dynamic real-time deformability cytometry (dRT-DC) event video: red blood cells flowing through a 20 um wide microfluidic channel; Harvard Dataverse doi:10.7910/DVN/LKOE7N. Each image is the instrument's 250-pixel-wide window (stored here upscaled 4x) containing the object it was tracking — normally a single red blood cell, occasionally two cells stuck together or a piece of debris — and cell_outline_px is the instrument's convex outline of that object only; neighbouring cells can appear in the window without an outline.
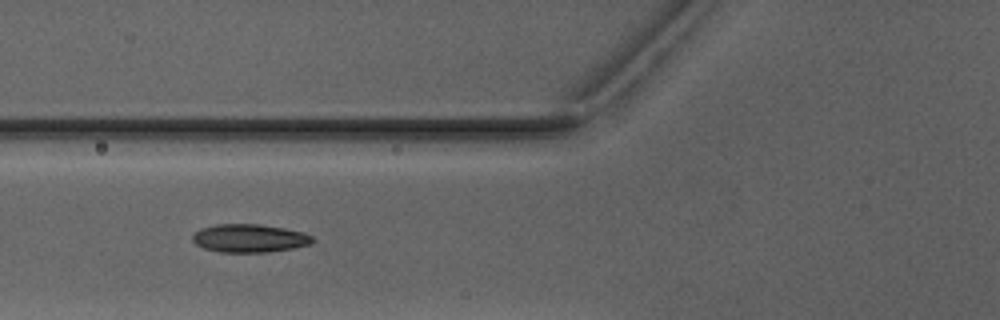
{"species": "Egyptian fruit bat (a non-hibernating species)", "species_latin": "Rousettus aegyptiacus", "temperature_condition": "warm", "stored_images_in_passage": 5, "camera_frame_rate_fps": 3000, "um_per_image_px": 0.085, "animal": {"sex": "male"}, "frame": {"image": 1, "passage_image": 3, "time_ms": 2.333, "image_size_px": [1000, 320], "cell_outline_px": [[312, 240], [308, 244], [292, 248], [268, 252], [220, 252], [204, 248], [196, 244], [192, 240], [192, 236], [200, 228], [216, 224], [260, 224], [284, 228], [300, 232], [312, 236]], "centroid_in_image_um": [21.14, 20.24], "position_along_channel_um": 104.7, "area_um2": 19.48}}
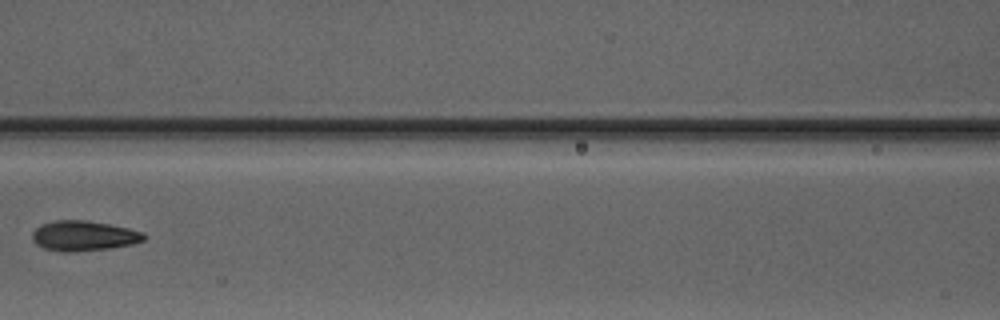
{"frame": {"image": 2, "passage_image": 4, "time_ms": 3.667, "image_size_px": [1000, 320], "cell_outline_px": [[144, 240], [132, 244], [108, 248], [68, 252], [64, 252], [44, 248], [36, 244], [32, 240], [32, 232], [40, 224], [52, 220], [84, 220], [108, 224], [128, 228], [144, 232]], "centroid_in_image_um": [7.07, 20.03], "position_along_channel_um": 159.5, "area_um2": 19.48}}
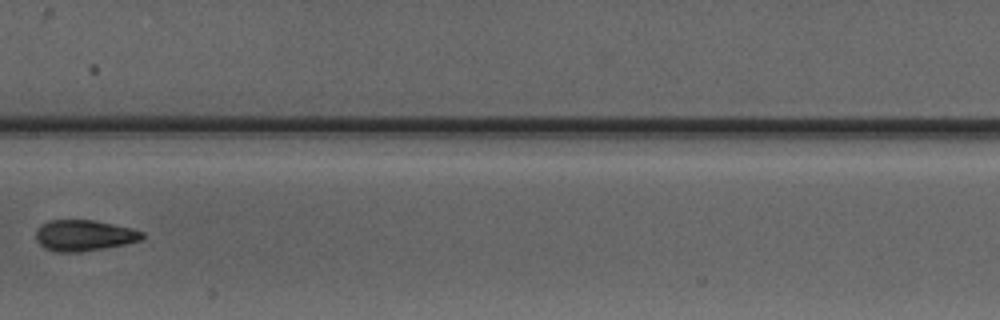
{"frame": {"image": 3, "passage_image": 5, "time_ms": 4.667, "image_size_px": [1000, 320], "cell_outline_px": [[144, 236], [140, 240], [124, 244], [80, 252], [56, 252], [44, 248], [36, 240], [36, 232], [44, 224], [52, 220], [92, 220], [132, 228], [144, 232]], "centroid_in_image_um": [7.15, 20.02], "position_along_channel_um": 200.2, "area_um2": 18.9}}